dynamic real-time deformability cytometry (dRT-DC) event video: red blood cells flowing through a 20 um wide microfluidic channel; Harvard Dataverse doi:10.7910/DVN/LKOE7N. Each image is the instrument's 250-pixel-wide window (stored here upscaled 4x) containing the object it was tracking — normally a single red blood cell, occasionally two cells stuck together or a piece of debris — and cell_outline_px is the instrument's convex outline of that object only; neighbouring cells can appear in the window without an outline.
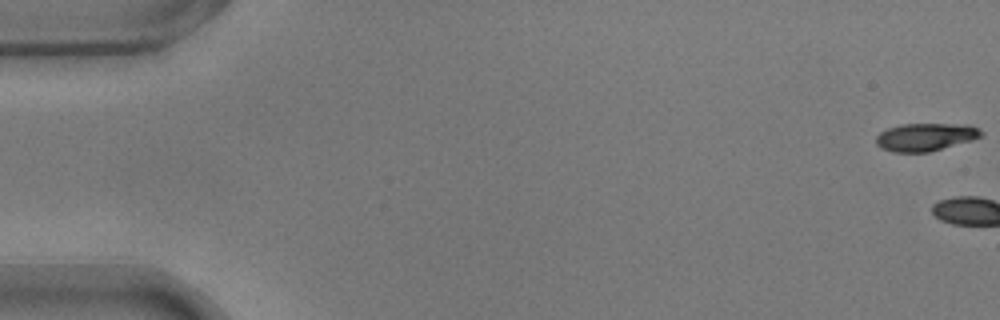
{"species": "common noctule bat (a hibernating species)", "species_latin": "Nyctalus noctula", "temperature_condition": "warm", "stored_images_in_passage": 3, "camera_frame_rate_fps": 3000, "um_per_image_px": 0.085, "animal": {"sex": "male", "body_mass_g": 17.9}, "frame": {"image": 1, "passage_image": 1, "time_ms": 0.0, "image_size_px": [1000, 320], "cell_outline_px": [[984, 136], [972, 140], [928, 152], [892, 152], [880, 148], [876, 144], [876, 136], [880, 132], [888, 128], [904, 124], [972, 124], [980, 128], [984, 132]], "centroid_in_image_um": [78.71, 11.64], "position_along_channel_um": 6.3, "area_um2": 17.22}}